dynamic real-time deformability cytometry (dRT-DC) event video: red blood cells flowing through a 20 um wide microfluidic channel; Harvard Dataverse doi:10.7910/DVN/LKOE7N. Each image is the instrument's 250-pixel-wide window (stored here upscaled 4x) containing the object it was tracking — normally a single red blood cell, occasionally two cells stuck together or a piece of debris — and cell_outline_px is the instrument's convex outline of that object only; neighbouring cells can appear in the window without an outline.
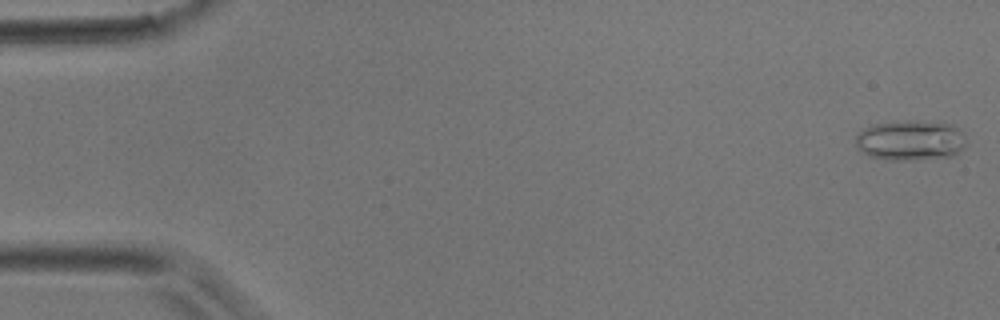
{"species": "common noctule bat (a hibernating species)", "species_latin": "Nyctalus noctula", "temperature_condition": "room temperature", "stored_images_in_passage": 4, "camera_frame_rate_fps": 3000, "um_per_image_px": 0.085, "animal": {"sex": "male", "body_mass_g": 17.9}, "frame": {"image": 1, "passage_image": 1, "time_ms": 0.0, "image_size_px": [1000, 320], "cell_outline_px": [[964, 148], [956, 156], [912, 160], [892, 160], [868, 156], [856, 148], [856, 136], [864, 128], [872, 124], [904, 120], [916, 120], [952, 124], [964, 132]], "centroid_in_image_um": [77.4, 11.93], "position_along_channel_um": 7.6, "area_um2": 26.36}}